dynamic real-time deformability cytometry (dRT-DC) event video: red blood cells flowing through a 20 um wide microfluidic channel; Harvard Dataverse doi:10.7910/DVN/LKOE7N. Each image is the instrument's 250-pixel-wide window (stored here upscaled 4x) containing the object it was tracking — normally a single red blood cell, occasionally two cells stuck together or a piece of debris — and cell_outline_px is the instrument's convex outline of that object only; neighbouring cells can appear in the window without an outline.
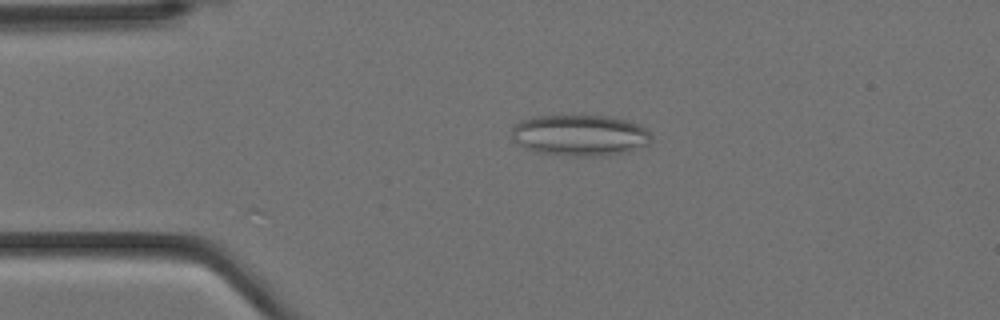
{"species": "Egyptian fruit bat (a non-hibernating species)", "species_latin": "Rousettus aegyptiacus", "temperature_condition": "cold", "stored_images_in_passage": 4, "camera_frame_rate_fps": 3000, "um_per_image_px": 0.085, "animal": {"sex": "female"}, "frame": {"image": 1, "passage_image": 4, "time_ms": 1.0, "image_size_px": [1000, 320], "cell_outline_px": [[652, 140], [648, 144], [628, 152], [596, 156], [568, 156], [536, 152], [524, 148], [516, 144], [512, 140], [512, 128], [520, 120], [532, 116], [604, 116], [624, 120], [640, 124], [652, 136]], "centroid_in_image_um": [49.25, 11.51], "position_along_channel_um": 35.7, "area_um2": 33.64}}